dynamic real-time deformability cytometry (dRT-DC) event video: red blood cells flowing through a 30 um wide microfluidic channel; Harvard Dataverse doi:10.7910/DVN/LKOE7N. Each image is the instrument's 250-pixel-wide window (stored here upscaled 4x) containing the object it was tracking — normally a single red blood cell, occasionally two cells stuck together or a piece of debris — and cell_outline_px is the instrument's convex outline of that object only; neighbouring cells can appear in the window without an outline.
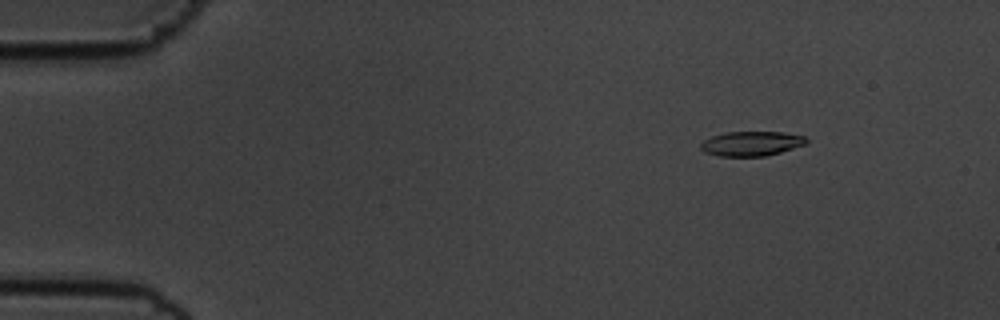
{"species": "common noctule bat (a hibernating species)", "species_latin": "Nyctalus noctula", "temperature_condition": "cold", "stored_images_in_passage": 57, "camera_frame_rate_fps": 3000, "um_per_image_px": 0.085, "animal": {"sex": "male", "body_mass_g": 19.5, "forearm_length_mm": 54.6}, "frame": {"image": 1, "passage_image": 8, "time_ms": 2.333, "image_size_px": [1000, 320], "cell_outline_px": [[808, 140], [804, 144], [780, 152], [764, 156], [720, 156], [704, 152], [700, 148], [700, 144], [704, 140], [712, 136], [728, 132], [780, 132], [804, 136]], "centroid_in_image_um": [63.83, 12.2], "position_along_channel_um": 21.2, "area_um2": 14.91}}
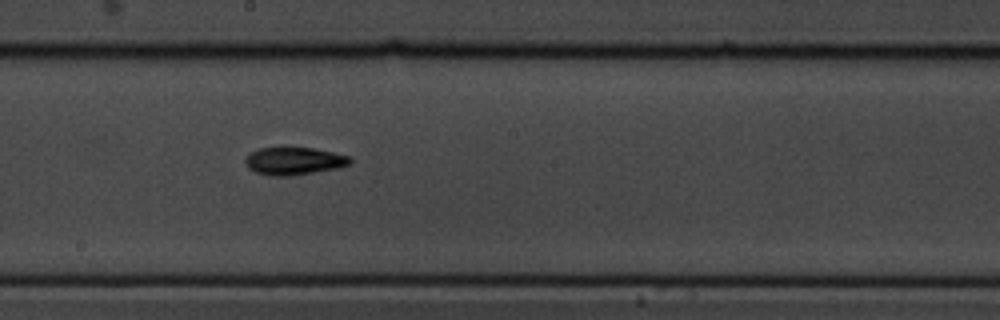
{"frame": {"image": 2, "passage_image": 32, "time_ms": 10.333, "image_size_px": [1000, 320], "cell_outline_px": [[352, 164], [336, 168], [288, 176], [268, 176], [256, 172], [248, 168], [244, 164], [244, 160], [256, 148], [280, 144], [288, 144], [312, 148], [352, 156]], "centroid_in_image_um": [24.94, 13.62], "position_along_channel_um": 223.3, "area_um2": 17.74}}
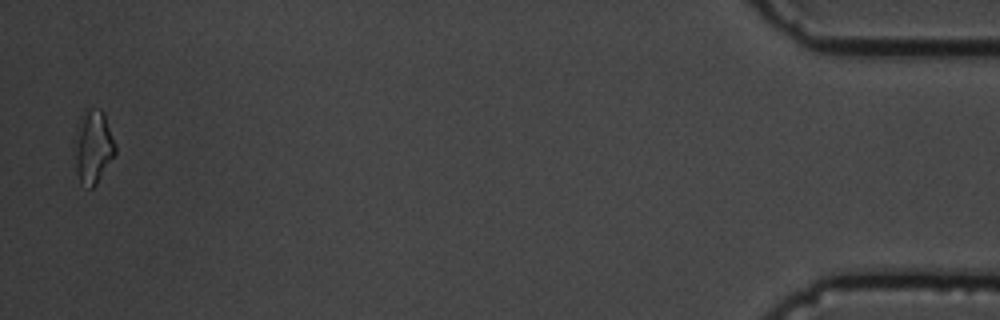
{"frame": {"image": 3, "passage_image": 56, "time_ms": 18.333, "image_size_px": [1000, 320], "cell_outline_px": [[116, 152], [96, 184], [92, 188], [88, 188], [80, 184], [76, 172], [72, 144], [80, 116], [84, 108], [100, 108], [104, 112], [116, 144]], "centroid_in_image_um": [7.88, 12.45], "position_along_channel_um": 427.3, "area_um2": 18.03}, "authors_computed_cell_mechanics": {"area_um2": 15.7794, "velocity_mm_per_s": 3.6112, "shape_relaxation_time_tau1_ms": 3.0331, "shape_relaxation_time_tau2_ms": 5.9351, "deformation_change_tau1": 0.1586, "deformation_change_tau2": 0.1443}}